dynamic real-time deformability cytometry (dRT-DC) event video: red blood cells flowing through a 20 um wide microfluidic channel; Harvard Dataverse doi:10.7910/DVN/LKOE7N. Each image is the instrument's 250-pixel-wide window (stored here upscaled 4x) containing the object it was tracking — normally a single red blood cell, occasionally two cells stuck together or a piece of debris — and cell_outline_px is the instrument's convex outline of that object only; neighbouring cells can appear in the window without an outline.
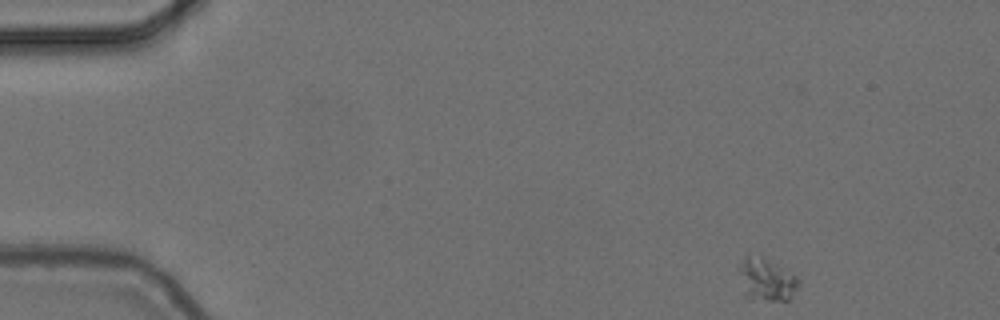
{"species": "common noctule bat (a hibernating species)", "species_latin": "Nyctalus noctula", "temperature_condition": "cold", "stored_images_in_passage": 51, "camera_frame_rate_fps": 3000, "um_per_image_px": 0.085, "animal": {"sex": "female", "body_mass_g": 24.6, "forearm_length_mm": 56.2}, "frame": {"image": 1, "passage_image": 1, "time_ms": 0.0, "image_size_px": [1000, 320], "cell_outline_px": [[800, 284], [792, 296], [788, 300], [748, 300], [744, 296], [736, 268], [744, 256], [760, 252], [796, 276], [800, 280]], "centroid_in_image_um": [65.08, 23.71], "position_along_channel_um": 19.9, "area_um2": 15.78}}
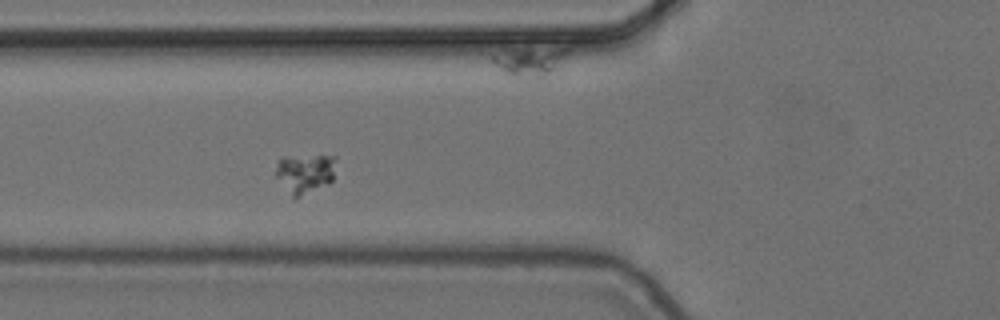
{"frame": {"image": 2, "passage_image": 16, "time_ms": 5.0, "image_size_px": [1000, 320], "cell_outline_px": [[336, 160], [332, 180], [328, 184], [300, 196], [292, 196], [276, 176], [276, 168], [280, 156], [336, 156]], "centroid_in_image_um": [25.93, 14.7], "position_along_channel_um": 99.9, "area_um2": 13.64}}
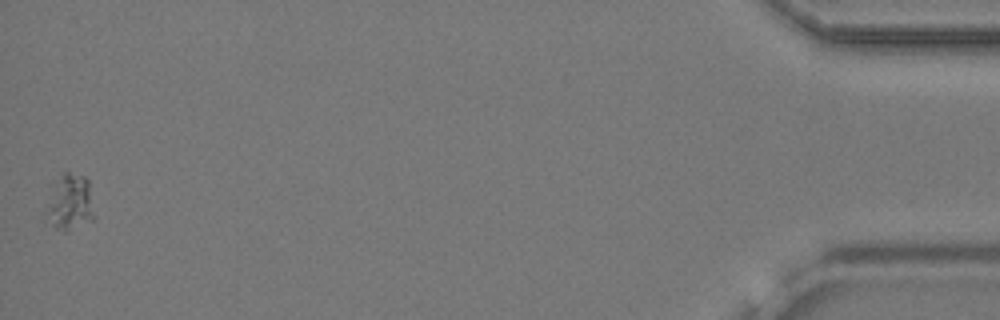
{"frame": {"image": 3, "passage_image": 51, "time_ms": 16.667, "image_size_px": [1000, 320], "cell_outline_px": [[92, 220], [64, 232], [56, 228], [52, 224], [44, 212], [56, 184], [64, 172], [68, 172], [84, 176], [88, 180], [92, 212]], "centroid_in_image_um": [5.94, 17.22], "position_along_channel_um": 429.3, "area_um2": 14.8}}